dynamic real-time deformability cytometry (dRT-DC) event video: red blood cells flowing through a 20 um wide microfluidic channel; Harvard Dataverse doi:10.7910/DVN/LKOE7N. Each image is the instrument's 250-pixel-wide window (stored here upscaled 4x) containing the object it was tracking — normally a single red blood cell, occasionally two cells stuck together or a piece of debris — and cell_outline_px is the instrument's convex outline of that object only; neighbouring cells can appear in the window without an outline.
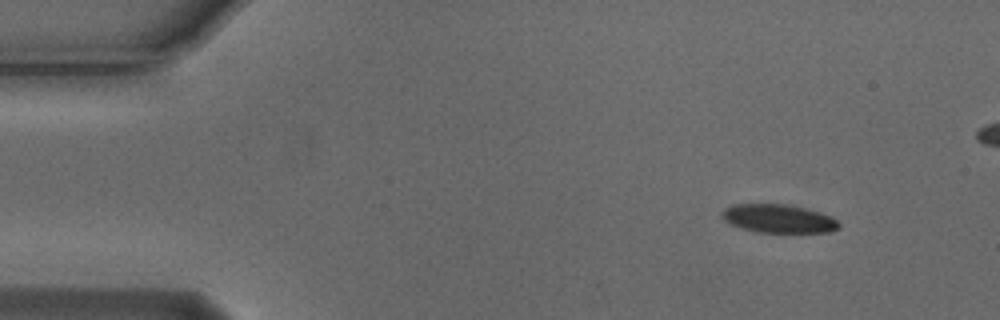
{"species": "Egyptian fruit bat (a non-hibernating species)", "species_latin": "Rousettus aegyptiacus", "temperature_condition": "cold", "stored_images_in_passage": 4, "camera_frame_rate_fps": 3000, "um_per_image_px": 0.085, "animal": {"sex": "male"}, "frame": {"image": 1, "passage_image": 1, "time_ms": 0.0, "image_size_px": [1000, 320], "cell_outline_px": [[840, 228], [832, 232], [756, 232], [740, 228], [724, 220], [720, 216], [724, 208], [732, 204], [788, 204], [820, 212], [832, 216], [840, 224]], "centroid_in_image_um": [66.17, 18.58], "position_along_channel_um": 18.8, "area_um2": 19.54}}